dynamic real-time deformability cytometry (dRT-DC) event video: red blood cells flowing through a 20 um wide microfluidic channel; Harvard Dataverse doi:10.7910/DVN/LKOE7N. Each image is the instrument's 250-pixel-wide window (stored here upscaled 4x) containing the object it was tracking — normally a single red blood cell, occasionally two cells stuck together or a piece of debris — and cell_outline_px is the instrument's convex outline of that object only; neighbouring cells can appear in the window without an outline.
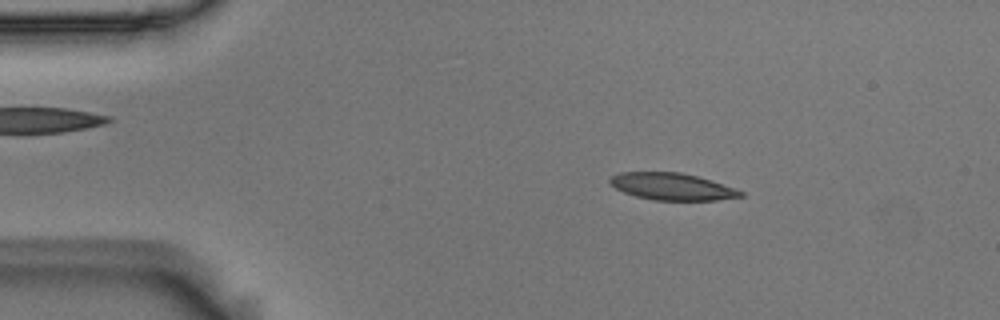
{"species": "Egyptian fruit bat (a non-hibernating species)", "species_latin": "Rousettus aegyptiacus", "temperature_condition": "room temperature", "stored_images_in_passage": 47, "camera_frame_rate_fps": 3000, "um_per_image_px": 0.085, "animal": {"sex": "male"}, "frame": {"image": 1, "passage_image": 8, "time_ms": 2.333, "image_size_px": [1000, 320], "cell_outline_px": [[744, 196], [716, 200], [652, 200], [636, 196], [624, 192], [616, 188], [608, 180], [612, 176], [620, 172], [680, 172], [712, 180], [744, 192]], "centroid_in_image_um": [57.13, 15.86], "position_along_channel_um": 27.9, "area_um2": 20.4}}
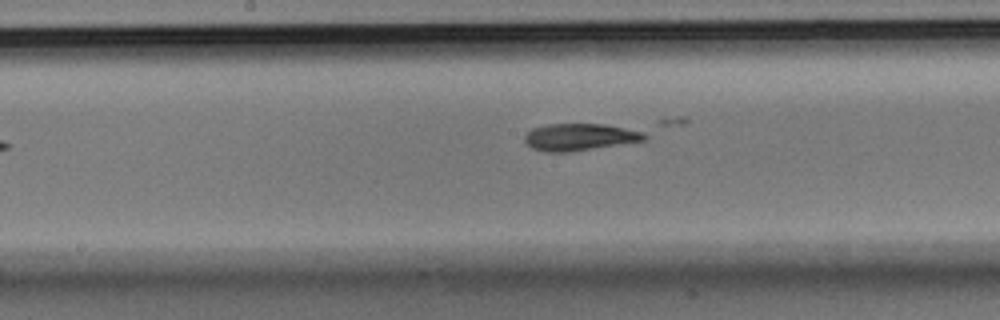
{"frame": {"image": 2, "passage_image": 25, "time_ms": 8.0, "image_size_px": [1000, 320], "cell_outline_px": [[688, 120], [684, 124], [644, 140], [568, 152], [544, 152], [532, 148], [524, 140], [524, 136], [532, 128], [548, 124], [680, 116], [684, 116]], "centroid_in_image_um": [50.81, 11.33], "position_along_channel_um": 197.4, "area_um2": 26.13}}
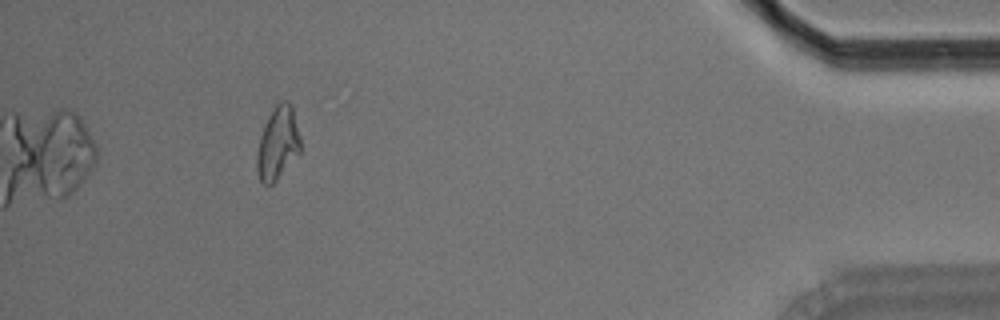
{"frame": {"image": 3, "passage_image": 47, "time_ms": 15.333, "image_size_px": [1000, 320], "cell_outline_px": [[300, 152], [276, 180], [268, 188], [260, 180], [256, 168], [256, 156], [260, 136], [268, 116], [276, 104], [280, 100], [288, 100], [292, 108], [300, 136]], "centroid_in_image_um": [23.59, 12.19], "position_along_channel_um": 411.6, "area_um2": 18.44}, "authors_computed_cell_mechanics": {"area_um2": 20.8658, "velocity_mm_per_s": 3.7007, "shape_relaxation_time_tau1_ms": null, "shape_relaxation_time_tau2_ms": 6.4956, "deformation_change_tau1": null, "deformation_change_tau2": 0.1558}}